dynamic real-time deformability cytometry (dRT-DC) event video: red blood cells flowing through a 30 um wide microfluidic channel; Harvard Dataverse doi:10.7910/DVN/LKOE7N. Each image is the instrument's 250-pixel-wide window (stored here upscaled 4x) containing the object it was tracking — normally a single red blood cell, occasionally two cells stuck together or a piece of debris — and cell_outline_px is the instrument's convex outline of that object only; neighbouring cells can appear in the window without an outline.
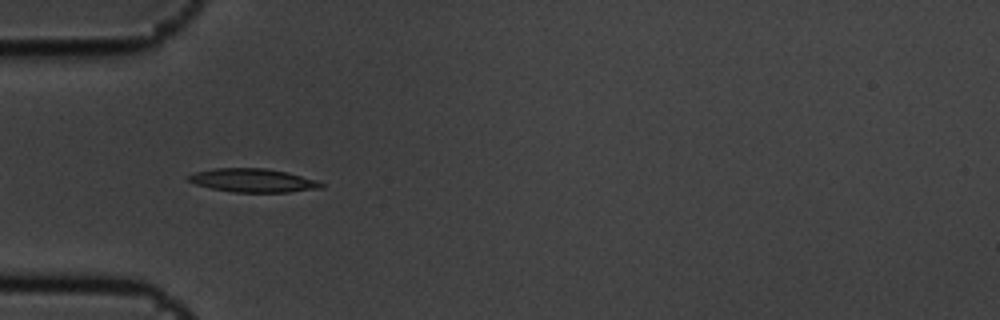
{"species": "common noctule bat (a hibernating species)", "species_latin": "Nyctalus noctula", "temperature_condition": "cold", "stored_images_in_passage": 10, "camera_frame_rate_fps": 3000, "um_per_image_px": 0.085, "animal": {"sex": "male", "body_mass_g": 19.5, "forearm_length_mm": 54.6}, "frame": {"image": 1, "passage_image": 5, "time_ms": 1.333, "image_size_px": [1000, 320], "cell_outline_px": [[324, 188], [288, 192], [232, 192], [212, 188], [196, 184], [188, 180], [188, 176], [196, 172], [216, 168], [264, 168], [284, 172], [316, 180], [324, 184]], "centroid_in_image_um": [21.52, 15.34], "position_along_channel_um": 63.5, "area_um2": 17.92}}
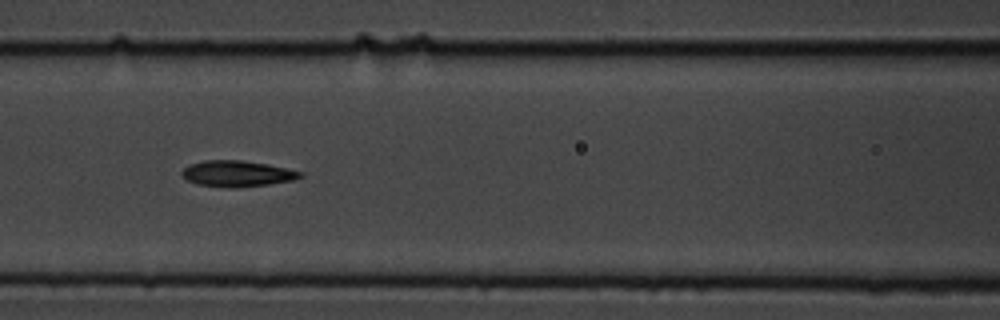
{"frame": {"image": 2, "passage_image": 7, "time_ms": 2.0, "image_size_px": [1000, 320], "cell_outline_px": [[304, 176], [292, 180], [268, 184], [236, 188], [232, 188], [196, 184], [188, 180], [180, 172], [184, 168], [192, 164], [204, 160], [240, 160], [268, 164], [304, 172]], "centroid_in_image_um": [20.18, 14.76], "position_along_channel_um": 146.4, "area_um2": 17.86}}
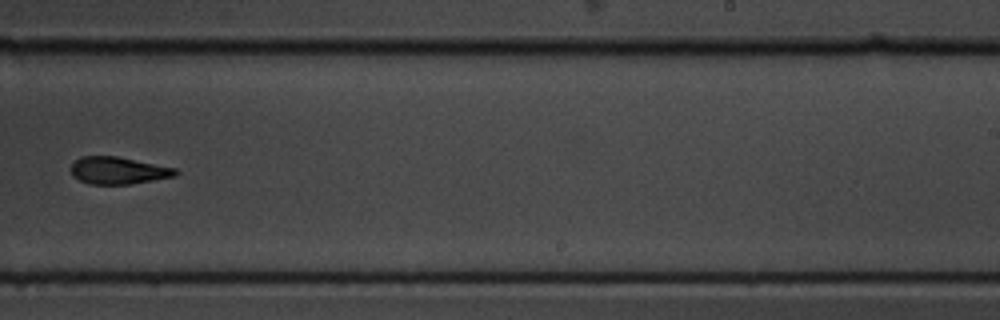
{"frame": {"image": 3, "passage_image": 10, "time_ms": 3.0, "image_size_px": [1000, 320], "cell_outline_px": [[180, 172], [176, 176], [128, 184], [88, 184], [72, 176], [72, 164], [80, 156], [116, 156], [176, 168]], "centroid_in_image_um": [10.05, 14.49], "position_along_channel_um": 278.9, "area_um2": 16.47}}